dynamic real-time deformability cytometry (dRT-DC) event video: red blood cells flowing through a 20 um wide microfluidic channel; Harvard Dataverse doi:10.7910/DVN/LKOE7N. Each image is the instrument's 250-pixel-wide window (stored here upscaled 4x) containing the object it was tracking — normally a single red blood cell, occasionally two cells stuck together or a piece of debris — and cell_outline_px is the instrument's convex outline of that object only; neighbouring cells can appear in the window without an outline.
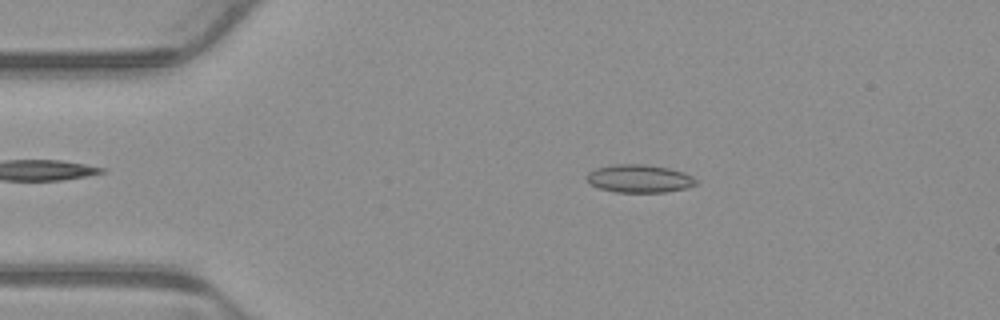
{"species": "common noctule bat (a hibernating species)", "species_latin": "Nyctalus noctula", "temperature_condition": "warm", "stored_images_in_passage": 3, "camera_frame_rate_fps": 3000, "um_per_image_px": 0.085, "animal": {"sex": "male", "body_mass_g": 23.1, "forearm_length_mm": 52.7}, "frame": {"image": 1, "passage_image": 2, "time_ms": 0.333, "image_size_px": [1000, 320], "cell_outline_px": [[696, 184], [688, 188], [664, 192], [616, 192], [600, 188], [588, 184], [584, 176], [588, 172], [596, 168], [616, 164], [644, 164], [668, 168], [692, 176], [696, 180]], "centroid_in_image_um": [54.28, 15.18], "position_along_channel_um": 30.7, "area_um2": 17.8}}